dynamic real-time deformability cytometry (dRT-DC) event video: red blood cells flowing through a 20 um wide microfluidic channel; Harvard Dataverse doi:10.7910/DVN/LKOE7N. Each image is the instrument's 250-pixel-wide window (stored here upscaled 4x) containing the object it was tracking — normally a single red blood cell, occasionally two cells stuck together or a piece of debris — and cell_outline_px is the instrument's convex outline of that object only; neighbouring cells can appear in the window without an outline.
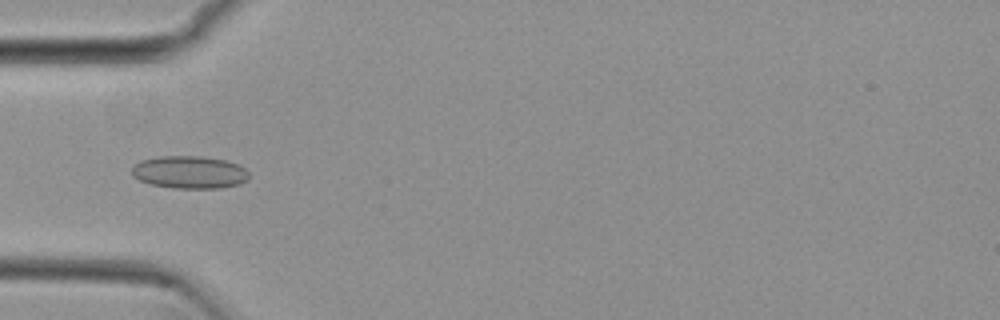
{"species": "common noctule bat (a hibernating species)", "species_latin": "Nyctalus noctula", "temperature_condition": "cold", "stored_images_in_passage": 33, "camera_frame_rate_fps": 3000, "um_per_image_px": 0.085, "animal": {"sex": "female", "body_mass_g": 29.2, "forearm_length_mm": 56.3}, "frame": {"image": 1, "passage_image": 7, "time_ms": 2.0, "image_size_px": [1000, 320], "cell_outline_px": [[248, 180], [240, 184], [220, 188], [172, 188], [152, 184], [140, 180], [132, 176], [132, 168], [140, 160], [160, 156], [200, 156], [224, 160], [240, 164], [248, 172]], "centroid_in_image_um": [16.13, 14.64], "position_along_channel_um": 68.9, "area_um2": 22.31}}
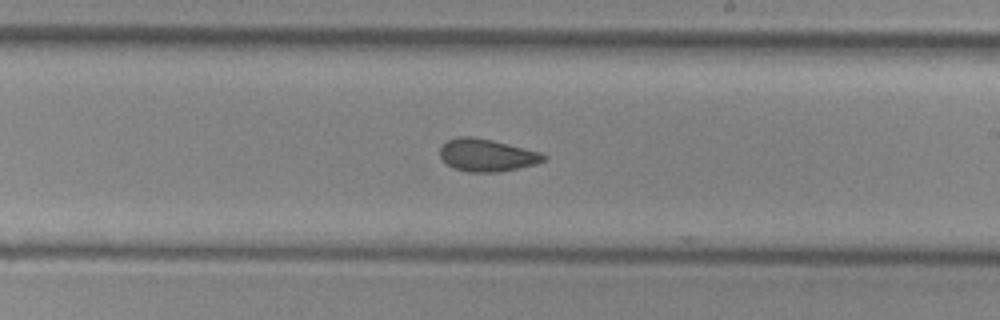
{"frame": {"image": 2, "passage_image": 21, "time_ms": 6.667, "image_size_px": [1000, 320], "cell_outline_px": [[548, 156], [544, 160], [536, 164], [496, 172], [468, 172], [452, 168], [440, 156], [440, 148], [448, 140], [456, 136], [472, 136], [492, 140], [540, 152]], "centroid_in_image_um": [41.36, 13.18], "position_along_channel_um": 247.6, "area_um2": 19.48}}
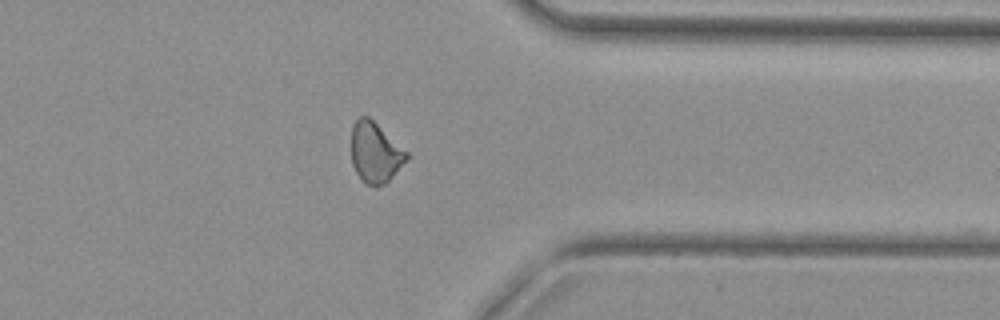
{"frame": {"image": 3, "passage_image": 32, "time_ms": 10.333, "image_size_px": [1000, 320], "cell_outline_px": [[408, 160], [384, 184], [376, 188], [364, 184], [360, 180], [352, 164], [352, 124], [360, 116], [368, 116], [408, 152]], "centroid_in_image_um": [31.89, 13.0], "position_along_channel_um": 379.5, "area_um2": 19.54}}